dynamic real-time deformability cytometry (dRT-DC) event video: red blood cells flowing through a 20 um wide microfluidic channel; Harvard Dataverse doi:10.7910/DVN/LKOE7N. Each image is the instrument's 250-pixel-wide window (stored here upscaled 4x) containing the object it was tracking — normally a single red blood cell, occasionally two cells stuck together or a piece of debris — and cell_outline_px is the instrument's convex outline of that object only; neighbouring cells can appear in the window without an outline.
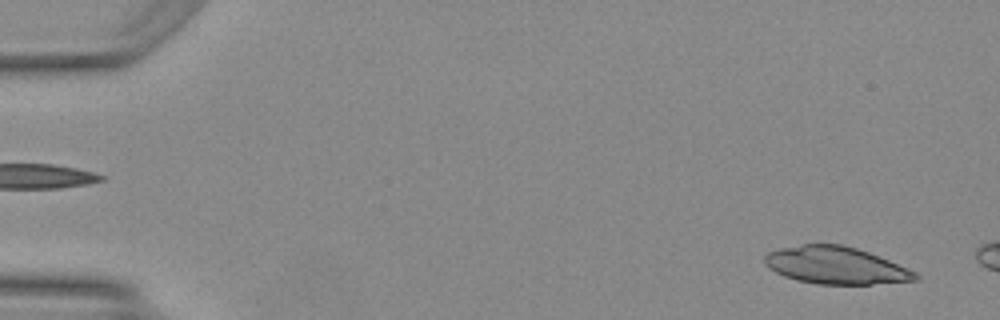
{"species": "Egyptian fruit bat (a non-hibernating species)", "species_latin": "Rousettus aegyptiacus", "temperature_condition": "warm", "stored_images_in_passage": 10, "camera_frame_rate_fps": 3000, "um_per_image_px": 0.085, "animal": {"sex": "female"}, "frame": {"image": 1, "passage_image": 2, "time_ms": 0.333, "image_size_px": [1000, 320], "cell_outline_px": [[920, 276], [916, 280], [872, 284], [816, 284], [784, 276], [768, 268], [764, 264], [764, 256], [768, 252], [780, 248], [804, 244], [844, 244], [868, 252], [908, 268], [916, 272]], "centroid_in_image_um": [71.02, 22.55], "position_along_channel_um": 14.0, "area_um2": 32.6}}